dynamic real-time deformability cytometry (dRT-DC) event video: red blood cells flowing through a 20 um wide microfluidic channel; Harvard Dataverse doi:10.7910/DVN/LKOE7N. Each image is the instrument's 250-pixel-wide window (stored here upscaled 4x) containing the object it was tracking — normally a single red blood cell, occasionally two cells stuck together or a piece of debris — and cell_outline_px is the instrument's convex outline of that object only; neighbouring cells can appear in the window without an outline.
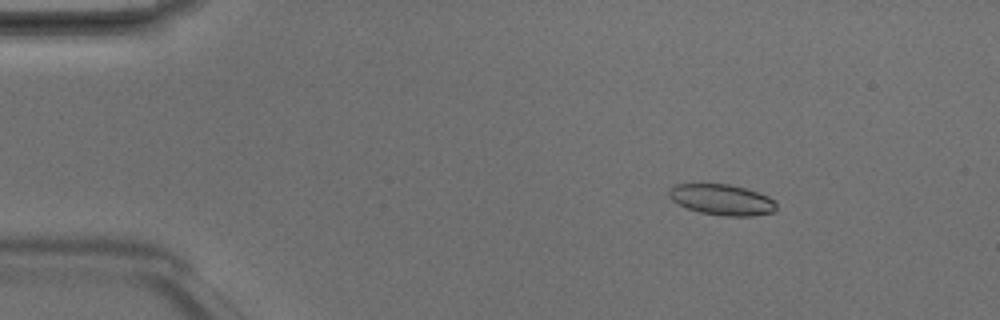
{"species": "Egyptian fruit bat (a non-hibernating species)", "species_latin": "Rousettus aegyptiacus", "temperature_condition": "room temperature", "stored_images_in_passage": 4, "camera_frame_rate_fps": 3000, "um_per_image_px": 0.085, "animal": {"sex": "male"}, "frame": {"image": 1, "passage_image": 2, "time_ms": 0.333, "image_size_px": [1000, 320], "cell_outline_px": [[776, 208], [772, 212], [752, 216], [724, 216], [700, 212], [688, 208], [672, 200], [668, 196], [668, 192], [676, 184], [728, 184], [744, 188], [768, 196], [776, 204]], "centroid_in_image_um": [61.35, 16.98], "position_along_channel_um": 23.6, "area_um2": 18.96}}
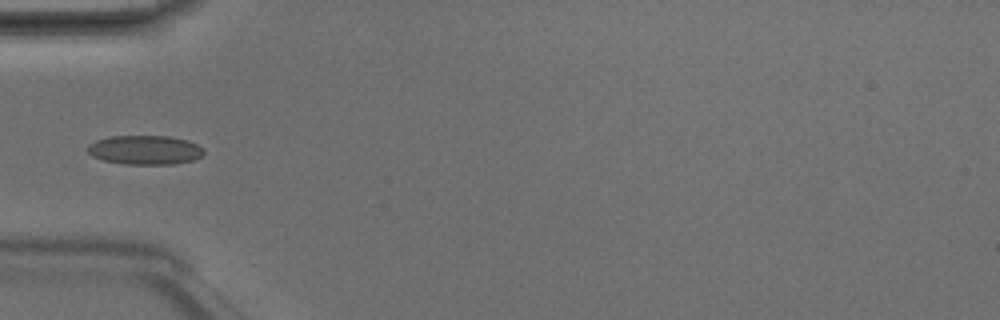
{"frame": {"image": 2, "passage_image": 4, "time_ms": 1.0, "image_size_px": [1000, 320], "cell_outline_px": [[204, 152], [200, 156], [192, 160], [172, 164], [124, 164], [104, 160], [92, 156], [88, 152], [88, 144], [96, 140], [112, 136], [168, 136], [188, 140], [196, 144]], "centroid_in_image_um": [12.29, 12.74], "position_along_channel_um": 72.7, "area_um2": 19.54}}